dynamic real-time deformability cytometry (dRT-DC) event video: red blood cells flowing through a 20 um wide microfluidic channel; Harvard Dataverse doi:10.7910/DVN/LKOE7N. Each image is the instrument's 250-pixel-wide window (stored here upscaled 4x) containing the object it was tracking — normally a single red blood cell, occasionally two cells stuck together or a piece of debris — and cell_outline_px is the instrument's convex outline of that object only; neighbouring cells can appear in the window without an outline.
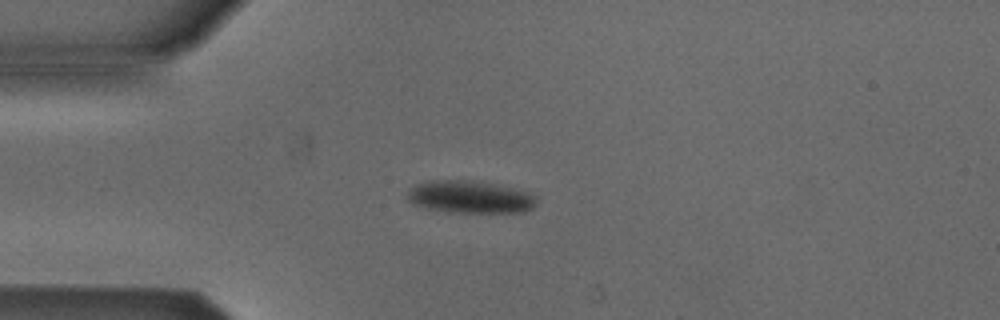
{"species": "Egyptian fruit bat (a non-hibernating species)", "species_latin": "Rousettus aegyptiacus", "temperature_condition": "cold", "stored_images_in_passage": 3, "camera_frame_rate_fps": 3000, "um_per_image_px": 0.085, "animal": {"sex": "male"}, "frame": {"image": 1, "passage_image": 1, "time_ms": 0.0, "image_size_px": [1000, 320], "cell_outline_px": [[536, 204], [532, 208], [524, 212], [448, 212], [424, 208], [412, 204], [408, 200], [408, 188], [416, 184], [428, 180], [468, 180], [492, 184], [532, 192], [536, 196]], "centroid_in_image_um": [39.92, 16.74], "position_along_channel_um": 45.1, "area_um2": 24.57}}
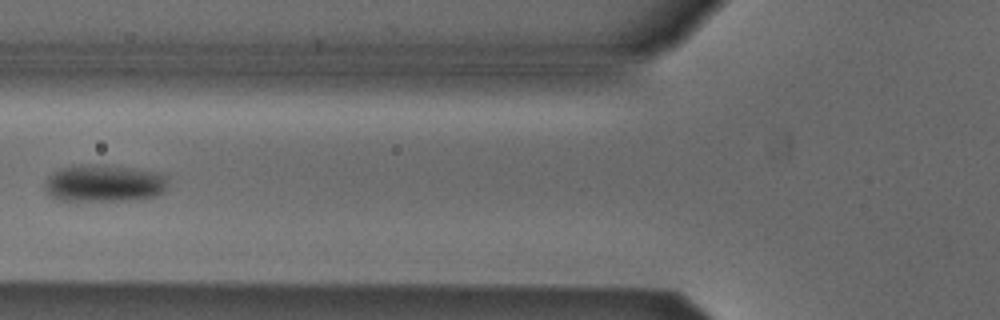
{"frame": {"image": 2, "passage_image": 3, "time_ms": 2.333, "image_size_px": [1000, 320], "cell_outline_px": [[168, 184], [164, 192], [156, 196], [136, 200], [60, 200], [44, 192], [44, 184], [48, 176], [52, 172], [60, 168], [76, 164], [96, 164], [132, 168], [156, 172], [168, 176]], "centroid_in_image_um": [8.85, 15.57], "position_along_channel_um": 117.0, "area_um2": 27.05}}